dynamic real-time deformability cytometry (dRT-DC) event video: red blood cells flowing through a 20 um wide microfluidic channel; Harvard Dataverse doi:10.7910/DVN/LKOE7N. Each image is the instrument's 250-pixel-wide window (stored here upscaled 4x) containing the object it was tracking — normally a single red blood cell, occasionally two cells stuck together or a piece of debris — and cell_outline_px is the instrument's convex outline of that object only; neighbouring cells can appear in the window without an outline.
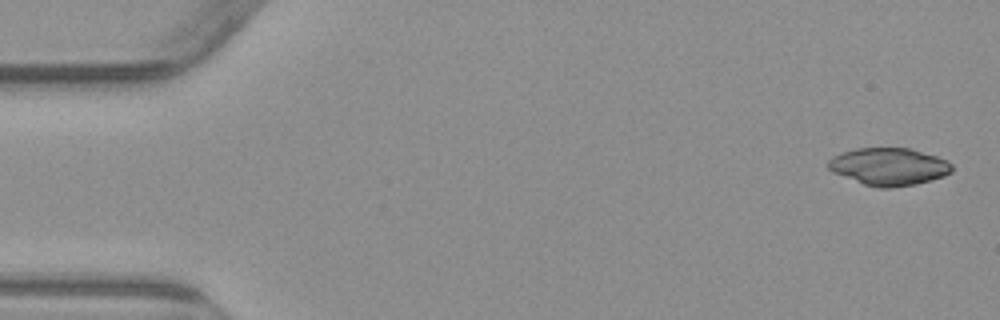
{"species": "common noctule bat (a hibernating species)", "species_latin": "Nyctalus noctula", "temperature_condition": "warm", "stored_images_in_passage": 5, "camera_frame_rate_fps": 3000, "um_per_image_px": 0.085, "animal": {"sex": "male", "body_mass_g": 23.1, "forearm_length_mm": 52.7}, "frame": {"image": 1, "passage_image": 1, "time_ms": 0.0, "image_size_px": [1000, 320], "cell_outline_px": [[952, 172], [944, 176], [916, 184], [892, 188], [876, 188], [864, 184], [832, 172], [828, 168], [828, 160], [832, 156], [840, 152], [856, 148], [908, 148], [936, 156], [948, 160], [952, 164]], "centroid_in_image_um": [75.54, 14.16], "position_along_channel_um": 9.5, "area_um2": 27.11}}